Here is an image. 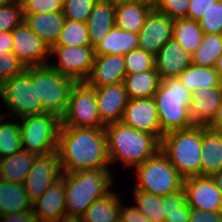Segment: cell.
Returning <instances> with one entry per match:
<instances>
[{
	"instance_id": "cell-24",
	"label": "cell",
	"mask_w": 222,
	"mask_h": 222,
	"mask_svg": "<svg viewBox=\"0 0 222 222\" xmlns=\"http://www.w3.org/2000/svg\"><path fill=\"white\" fill-rule=\"evenodd\" d=\"M65 17L63 12L24 14V21L49 48L57 43Z\"/></svg>"
},
{
	"instance_id": "cell-12",
	"label": "cell",
	"mask_w": 222,
	"mask_h": 222,
	"mask_svg": "<svg viewBox=\"0 0 222 222\" xmlns=\"http://www.w3.org/2000/svg\"><path fill=\"white\" fill-rule=\"evenodd\" d=\"M61 174L57 152L38 155L23 184L29 201L34 203L38 200L50 185L61 177Z\"/></svg>"
},
{
	"instance_id": "cell-7",
	"label": "cell",
	"mask_w": 222,
	"mask_h": 222,
	"mask_svg": "<svg viewBox=\"0 0 222 222\" xmlns=\"http://www.w3.org/2000/svg\"><path fill=\"white\" fill-rule=\"evenodd\" d=\"M135 168L138 182L134 190L166 196L183 189L184 178L161 149Z\"/></svg>"
},
{
	"instance_id": "cell-18",
	"label": "cell",
	"mask_w": 222,
	"mask_h": 222,
	"mask_svg": "<svg viewBox=\"0 0 222 222\" xmlns=\"http://www.w3.org/2000/svg\"><path fill=\"white\" fill-rule=\"evenodd\" d=\"M125 76L124 55H95L91 73L85 82L96 88L121 83Z\"/></svg>"
},
{
	"instance_id": "cell-44",
	"label": "cell",
	"mask_w": 222,
	"mask_h": 222,
	"mask_svg": "<svg viewBox=\"0 0 222 222\" xmlns=\"http://www.w3.org/2000/svg\"><path fill=\"white\" fill-rule=\"evenodd\" d=\"M162 202H164V216L182 213V207L186 204L184 189L162 196Z\"/></svg>"
},
{
	"instance_id": "cell-1",
	"label": "cell",
	"mask_w": 222,
	"mask_h": 222,
	"mask_svg": "<svg viewBox=\"0 0 222 222\" xmlns=\"http://www.w3.org/2000/svg\"><path fill=\"white\" fill-rule=\"evenodd\" d=\"M62 173L108 168L104 128L60 127L56 150Z\"/></svg>"
},
{
	"instance_id": "cell-54",
	"label": "cell",
	"mask_w": 222,
	"mask_h": 222,
	"mask_svg": "<svg viewBox=\"0 0 222 222\" xmlns=\"http://www.w3.org/2000/svg\"><path fill=\"white\" fill-rule=\"evenodd\" d=\"M55 222H82L81 217L64 216Z\"/></svg>"
},
{
	"instance_id": "cell-41",
	"label": "cell",
	"mask_w": 222,
	"mask_h": 222,
	"mask_svg": "<svg viewBox=\"0 0 222 222\" xmlns=\"http://www.w3.org/2000/svg\"><path fill=\"white\" fill-rule=\"evenodd\" d=\"M153 9L163 13L173 20L187 18L190 0H152Z\"/></svg>"
},
{
	"instance_id": "cell-53",
	"label": "cell",
	"mask_w": 222,
	"mask_h": 222,
	"mask_svg": "<svg viewBox=\"0 0 222 222\" xmlns=\"http://www.w3.org/2000/svg\"><path fill=\"white\" fill-rule=\"evenodd\" d=\"M216 187L222 192V169L211 176Z\"/></svg>"
},
{
	"instance_id": "cell-46",
	"label": "cell",
	"mask_w": 222,
	"mask_h": 222,
	"mask_svg": "<svg viewBox=\"0 0 222 222\" xmlns=\"http://www.w3.org/2000/svg\"><path fill=\"white\" fill-rule=\"evenodd\" d=\"M189 222H222V211L210 212L190 208Z\"/></svg>"
},
{
	"instance_id": "cell-4",
	"label": "cell",
	"mask_w": 222,
	"mask_h": 222,
	"mask_svg": "<svg viewBox=\"0 0 222 222\" xmlns=\"http://www.w3.org/2000/svg\"><path fill=\"white\" fill-rule=\"evenodd\" d=\"M202 125L167 132L160 140V149L172 166L186 179L200 176Z\"/></svg>"
},
{
	"instance_id": "cell-40",
	"label": "cell",
	"mask_w": 222,
	"mask_h": 222,
	"mask_svg": "<svg viewBox=\"0 0 222 222\" xmlns=\"http://www.w3.org/2000/svg\"><path fill=\"white\" fill-rule=\"evenodd\" d=\"M205 34H222V0L213 6L198 20Z\"/></svg>"
},
{
	"instance_id": "cell-26",
	"label": "cell",
	"mask_w": 222,
	"mask_h": 222,
	"mask_svg": "<svg viewBox=\"0 0 222 222\" xmlns=\"http://www.w3.org/2000/svg\"><path fill=\"white\" fill-rule=\"evenodd\" d=\"M152 10L153 2L118 5L115 9V26L138 34Z\"/></svg>"
},
{
	"instance_id": "cell-36",
	"label": "cell",
	"mask_w": 222,
	"mask_h": 222,
	"mask_svg": "<svg viewBox=\"0 0 222 222\" xmlns=\"http://www.w3.org/2000/svg\"><path fill=\"white\" fill-rule=\"evenodd\" d=\"M0 120V159L11 156L22 149L20 126L15 122Z\"/></svg>"
},
{
	"instance_id": "cell-42",
	"label": "cell",
	"mask_w": 222,
	"mask_h": 222,
	"mask_svg": "<svg viewBox=\"0 0 222 222\" xmlns=\"http://www.w3.org/2000/svg\"><path fill=\"white\" fill-rule=\"evenodd\" d=\"M26 68L13 52L0 53V84L23 73Z\"/></svg>"
},
{
	"instance_id": "cell-50",
	"label": "cell",
	"mask_w": 222,
	"mask_h": 222,
	"mask_svg": "<svg viewBox=\"0 0 222 222\" xmlns=\"http://www.w3.org/2000/svg\"><path fill=\"white\" fill-rule=\"evenodd\" d=\"M13 35L12 31L0 32V53L12 52Z\"/></svg>"
},
{
	"instance_id": "cell-16",
	"label": "cell",
	"mask_w": 222,
	"mask_h": 222,
	"mask_svg": "<svg viewBox=\"0 0 222 222\" xmlns=\"http://www.w3.org/2000/svg\"><path fill=\"white\" fill-rule=\"evenodd\" d=\"M173 22L169 16L153 9L138 33V48L156 56L160 48L172 39Z\"/></svg>"
},
{
	"instance_id": "cell-10",
	"label": "cell",
	"mask_w": 222,
	"mask_h": 222,
	"mask_svg": "<svg viewBox=\"0 0 222 222\" xmlns=\"http://www.w3.org/2000/svg\"><path fill=\"white\" fill-rule=\"evenodd\" d=\"M0 96L7 108L18 117L45 113L36 102L35 82L25 70L0 84Z\"/></svg>"
},
{
	"instance_id": "cell-21",
	"label": "cell",
	"mask_w": 222,
	"mask_h": 222,
	"mask_svg": "<svg viewBox=\"0 0 222 222\" xmlns=\"http://www.w3.org/2000/svg\"><path fill=\"white\" fill-rule=\"evenodd\" d=\"M222 101V85L197 90L192 95L189 116L194 125L207 126L215 117Z\"/></svg>"
},
{
	"instance_id": "cell-8",
	"label": "cell",
	"mask_w": 222,
	"mask_h": 222,
	"mask_svg": "<svg viewBox=\"0 0 222 222\" xmlns=\"http://www.w3.org/2000/svg\"><path fill=\"white\" fill-rule=\"evenodd\" d=\"M22 149L36 155H47L57 150L61 118L42 113L20 118Z\"/></svg>"
},
{
	"instance_id": "cell-48",
	"label": "cell",
	"mask_w": 222,
	"mask_h": 222,
	"mask_svg": "<svg viewBox=\"0 0 222 222\" xmlns=\"http://www.w3.org/2000/svg\"><path fill=\"white\" fill-rule=\"evenodd\" d=\"M2 219V220H1ZM0 222H37L33 208L18 213L0 215Z\"/></svg>"
},
{
	"instance_id": "cell-34",
	"label": "cell",
	"mask_w": 222,
	"mask_h": 222,
	"mask_svg": "<svg viewBox=\"0 0 222 222\" xmlns=\"http://www.w3.org/2000/svg\"><path fill=\"white\" fill-rule=\"evenodd\" d=\"M135 206L151 222H165L162 196L134 190Z\"/></svg>"
},
{
	"instance_id": "cell-13",
	"label": "cell",
	"mask_w": 222,
	"mask_h": 222,
	"mask_svg": "<svg viewBox=\"0 0 222 222\" xmlns=\"http://www.w3.org/2000/svg\"><path fill=\"white\" fill-rule=\"evenodd\" d=\"M12 35V52L26 67L48 64L46 61L50 56L49 46L29 28L25 21L12 31Z\"/></svg>"
},
{
	"instance_id": "cell-43",
	"label": "cell",
	"mask_w": 222,
	"mask_h": 222,
	"mask_svg": "<svg viewBox=\"0 0 222 222\" xmlns=\"http://www.w3.org/2000/svg\"><path fill=\"white\" fill-rule=\"evenodd\" d=\"M23 11L24 14L63 12V0H29Z\"/></svg>"
},
{
	"instance_id": "cell-28",
	"label": "cell",
	"mask_w": 222,
	"mask_h": 222,
	"mask_svg": "<svg viewBox=\"0 0 222 222\" xmlns=\"http://www.w3.org/2000/svg\"><path fill=\"white\" fill-rule=\"evenodd\" d=\"M161 78L154 68L141 73L126 74L123 84L129 99L152 98Z\"/></svg>"
},
{
	"instance_id": "cell-15",
	"label": "cell",
	"mask_w": 222,
	"mask_h": 222,
	"mask_svg": "<svg viewBox=\"0 0 222 222\" xmlns=\"http://www.w3.org/2000/svg\"><path fill=\"white\" fill-rule=\"evenodd\" d=\"M121 121L138 131L153 134L159 140L164 135L160 128L158 110L153 97L129 99Z\"/></svg>"
},
{
	"instance_id": "cell-3",
	"label": "cell",
	"mask_w": 222,
	"mask_h": 222,
	"mask_svg": "<svg viewBox=\"0 0 222 222\" xmlns=\"http://www.w3.org/2000/svg\"><path fill=\"white\" fill-rule=\"evenodd\" d=\"M67 216L81 217L97 199L110 192L112 174L109 168L62 173ZM111 185V186H110Z\"/></svg>"
},
{
	"instance_id": "cell-11",
	"label": "cell",
	"mask_w": 222,
	"mask_h": 222,
	"mask_svg": "<svg viewBox=\"0 0 222 222\" xmlns=\"http://www.w3.org/2000/svg\"><path fill=\"white\" fill-rule=\"evenodd\" d=\"M49 54H56L59 62L56 65L50 63L48 65L75 82L87 80L95 58L94 48L91 45L76 47L53 45Z\"/></svg>"
},
{
	"instance_id": "cell-17",
	"label": "cell",
	"mask_w": 222,
	"mask_h": 222,
	"mask_svg": "<svg viewBox=\"0 0 222 222\" xmlns=\"http://www.w3.org/2000/svg\"><path fill=\"white\" fill-rule=\"evenodd\" d=\"M95 91L101 121L105 125L121 121L129 100L123 82L96 87Z\"/></svg>"
},
{
	"instance_id": "cell-29",
	"label": "cell",
	"mask_w": 222,
	"mask_h": 222,
	"mask_svg": "<svg viewBox=\"0 0 222 222\" xmlns=\"http://www.w3.org/2000/svg\"><path fill=\"white\" fill-rule=\"evenodd\" d=\"M183 86L193 95L203 87H218L222 80L215 67L196 66L191 64L185 68L177 77Z\"/></svg>"
},
{
	"instance_id": "cell-38",
	"label": "cell",
	"mask_w": 222,
	"mask_h": 222,
	"mask_svg": "<svg viewBox=\"0 0 222 222\" xmlns=\"http://www.w3.org/2000/svg\"><path fill=\"white\" fill-rule=\"evenodd\" d=\"M126 74L141 73L155 68V56L142 49H134L124 55Z\"/></svg>"
},
{
	"instance_id": "cell-55",
	"label": "cell",
	"mask_w": 222,
	"mask_h": 222,
	"mask_svg": "<svg viewBox=\"0 0 222 222\" xmlns=\"http://www.w3.org/2000/svg\"><path fill=\"white\" fill-rule=\"evenodd\" d=\"M214 67H215V70L218 72V74H219V76L222 80V54L217 59L216 64H215Z\"/></svg>"
},
{
	"instance_id": "cell-22",
	"label": "cell",
	"mask_w": 222,
	"mask_h": 222,
	"mask_svg": "<svg viewBox=\"0 0 222 222\" xmlns=\"http://www.w3.org/2000/svg\"><path fill=\"white\" fill-rule=\"evenodd\" d=\"M200 176H209L222 169V132L202 125Z\"/></svg>"
},
{
	"instance_id": "cell-47",
	"label": "cell",
	"mask_w": 222,
	"mask_h": 222,
	"mask_svg": "<svg viewBox=\"0 0 222 222\" xmlns=\"http://www.w3.org/2000/svg\"><path fill=\"white\" fill-rule=\"evenodd\" d=\"M120 204L119 222H151L136 207H124Z\"/></svg>"
},
{
	"instance_id": "cell-5",
	"label": "cell",
	"mask_w": 222,
	"mask_h": 222,
	"mask_svg": "<svg viewBox=\"0 0 222 222\" xmlns=\"http://www.w3.org/2000/svg\"><path fill=\"white\" fill-rule=\"evenodd\" d=\"M153 98L164 134L194 126L189 116L192 94L178 78L162 79Z\"/></svg>"
},
{
	"instance_id": "cell-39",
	"label": "cell",
	"mask_w": 222,
	"mask_h": 222,
	"mask_svg": "<svg viewBox=\"0 0 222 222\" xmlns=\"http://www.w3.org/2000/svg\"><path fill=\"white\" fill-rule=\"evenodd\" d=\"M97 0H63L65 19L87 22Z\"/></svg>"
},
{
	"instance_id": "cell-6",
	"label": "cell",
	"mask_w": 222,
	"mask_h": 222,
	"mask_svg": "<svg viewBox=\"0 0 222 222\" xmlns=\"http://www.w3.org/2000/svg\"><path fill=\"white\" fill-rule=\"evenodd\" d=\"M26 71L35 82L36 102L41 103L45 113H52L62 118L66 112L70 90L75 81L48 64L29 66Z\"/></svg>"
},
{
	"instance_id": "cell-31",
	"label": "cell",
	"mask_w": 222,
	"mask_h": 222,
	"mask_svg": "<svg viewBox=\"0 0 222 222\" xmlns=\"http://www.w3.org/2000/svg\"><path fill=\"white\" fill-rule=\"evenodd\" d=\"M32 208L23 184L0 179V215L22 212Z\"/></svg>"
},
{
	"instance_id": "cell-30",
	"label": "cell",
	"mask_w": 222,
	"mask_h": 222,
	"mask_svg": "<svg viewBox=\"0 0 222 222\" xmlns=\"http://www.w3.org/2000/svg\"><path fill=\"white\" fill-rule=\"evenodd\" d=\"M121 199L110 191L95 200L81 216L82 222H119Z\"/></svg>"
},
{
	"instance_id": "cell-52",
	"label": "cell",
	"mask_w": 222,
	"mask_h": 222,
	"mask_svg": "<svg viewBox=\"0 0 222 222\" xmlns=\"http://www.w3.org/2000/svg\"><path fill=\"white\" fill-rule=\"evenodd\" d=\"M107 1H110L114 6L140 3V2H152V0H107Z\"/></svg>"
},
{
	"instance_id": "cell-27",
	"label": "cell",
	"mask_w": 222,
	"mask_h": 222,
	"mask_svg": "<svg viewBox=\"0 0 222 222\" xmlns=\"http://www.w3.org/2000/svg\"><path fill=\"white\" fill-rule=\"evenodd\" d=\"M139 47L138 34L126 32L114 26L109 33L94 47L95 55H125Z\"/></svg>"
},
{
	"instance_id": "cell-58",
	"label": "cell",
	"mask_w": 222,
	"mask_h": 222,
	"mask_svg": "<svg viewBox=\"0 0 222 222\" xmlns=\"http://www.w3.org/2000/svg\"><path fill=\"white\" fill-rule=\"evenodd\" d=\"M2 118H4V115H3V114L1 115V113H0V120H1Z\"/></svg>"
},
{
	"instance_id": "cell-9",
	"label": "cell",
	"mask_w": 222,
	"mask_h": 222,
	"mask_svg": "<svg viewBox=\"0 0 222 222\" xmlns=\"http://www.w3.org/2000/svg\"><path fill=\"white\" fill-rule=\"evenodd\" d=\"M61 126L77 128H104L96 102L95 88L86 82H75L69 94Z\"/></svg>"
},
{
	"instance_id": "cell-23",
	"label": "cell",
	"mask_w": 222,
	"mask_h": 222,
	"mask_svg": "<svg viewBox=\"0 0 222 222\" xmlns=\"http://www.w3.org/2000/svg\"><path fill=\"white\" fill-rule=\"evenodd\" d=\"M115 9L110 1L97 0L87 24L89 40L94 48L115 26Z\"/></svg>"
},
{
	"instance_id": "cell-20",
	"label": "cell",
	"mask_w": 222,
	"mask_h": 222,
	"mask_svg": "<svg viewBox=\"0 0 222 222\" xmlns=\"http://www.w3.org/2000/svg\"><path fill=\"white\" fill-rule=\"evenodd\" d=\"M37 222H55L67 216L64 180L60 177L32 203Z\"/></svg>"
},
{
	"instance_id": "cell-35",
	"label": "cell",
	"mask_w": 222,
	"mask_h": 222,
	"mask_svg": "<svg viewBox=\"0 0 222 222\" xmlns=\"http://www.w3.org/2000/svg\"><path fill=\"white\" fill-rule=\"evenodd\" d=\"M55 45L69 47L91 45L87 24L66 19Z\"/></svg>"
},
{
	"instance_id": "cell-14",
	"label": "cell",
	"mask_w": 222,
	"mask_h": 222,
	"mask_svg": "<svg viewBox=\"0 0 222 222\" xmlns=\"http://www.w3.org/2000/svg\"><path fill=\"white\" fill-rule=\"evenodd\" d=\"M183 189L190 208L203 211H222V192L209 176H193L184 179Z\"/></svg>"
},
{
	"instance_id": "cell-56",
	"label": "cell",
	"mask_w": 222,
	"mask_h": 222,
	"mask_svg": "<svg viewBox=\"0 0 222 222\" xmlns=\"http://www.w3.org/2000/svg\"><path fill=\"white\" fill-rule=\"evenodd\" d=\"M15 2H18L20 5L24 6L29 0H13Z\"/></svg>"
},
{
	"instance_id": "cell-45",
	"label": "cell",
	"mask_w": 222,
	"mask_h": 222,
	"mask_svg": "<svg viewBox=\"0 0 222 222\" xmlns=\"http://www.w3.org/2000/svg\"><path fill=\"white\" fill-rule=\"evenodd\" d=\"M218 0H190L187 18L198 21Z\"/></svg>"
},
{
	"instance_id": "cell-37",
	"label": "cell",
	"mask_w": 222,
	"mask_h": 222,
	"mask_svg": "<svg viewBox=\"0 0 222 222\" xmlns=\"http://www.w3.org/2000/svg\"><path fill=\"white\" fill-rule=\"evenodd\" d=\"M24 21L23 6L7 0L0 6V32L13 31Z\"/></svg>"
},
{
	"instance_id": "cell-32",
	"label": "cell",
	"mask_w": 222,
	"mask_h": 222,
	"mask_svg": "<svg viewBox=\"0 0 222 222\" xmlns=\"http://www.w3.org/2000/svg\"><path fill=\"white\" fill-rule=\"evenodd\" d=\"M172 33V38L190 54L200 46L204 35L199 22L190 18L175 19Z\"/></svg>"
},
{
	"instance_id": "cell-2",
	"label": "cell",
	"mask_w": 222,
	"mask_h": 222,
	"mask_svg": "<svg viewBox=\"0 0 222 222\" xmlns=\"http://www.w3.org/2000/svg\"><path fill=\"white\" fill-rule=\"evenodd\" d=\"M110 164L119 160L124 166L136 167L160 149V140L153 134L138 131L122 121L105 127Z\"/></svg>"
},
{
	"instance_id": "cell-49",
	"label": "cell",
	"mask_w": 222,
	"mask_h": 222,
	"mask_svg": "<svg viewBox=\"0 0 222 222\" xmlns=\"http://www.w3.org/2000/svg\"><path fill=\"white\" fill-rule=\"evenodd\" d=\"M190 207L187 203L182 207V213H173L165 216V222H189Z\"/></svg>"
},
{
	"instance_id": "cell-51",
	"label": "cell",
	"mask_w": 222,
	"mask_h": 222,
	"mask_svg": "<svg viewBox=\"0 0 222 222\" xmlns=\"http://www.w3.org/2000/svg\"><path fill=\"white\" fill-rule=\"evenodd\" d=\"M206 127L214 131L222 132V101L217 109L215 117Z\"/></svg>"
},
{
	"instance_id": "cell-25",
	"label": "cell",
	"mask_w": 222,
	"mask_h": 222,
	"mask_svg": "<svg viewBox=\"0 0 222 222\" xmlns=\"http://www.w3.org/2000/svg\"><path fill=\"white\" fill-rule=\"evenodd\" d=\"M38 155L21 149L19 152L0 159V179L24 184Z\"/></svg>"
},
{
	"instance_id": "cell-33",
	"label": "cell",
	"mask_w": 222,
	"mask_h": 222,
	"mask_svg": "<svg viewBox=\"0 0 222 222\" xmlns=\"http://www.w3.org/2000/svg\"><path fill=\"white\" fill-rule=\"evenodd\" d=\"M222 54V34H205L197 50L191 54L192 64L214 67Z\"/></svg>"
},
{
	"instance_id": "cell-57",
	"label": "cell",
	"mask_w": 222,
	"mask_h": 222,
	"mask_svg": "<svg viewBox=\"0 0 222 222\" xmlns=\"http://www.w3.org/2000/svg\"><path fill=\"white\" fill-rule=\"evenodd\" d=\"M7 0H0V6L3 5Z\"/></svg>"
},
{
	"instance_id": "cell-19",
	"label": "cell",
	"mask_w": 222,
	"mask_h": 222,
	"mask_svg": "<svg viewBox=\"0 0 222 222\" xmlns=\"http://www.w3.org/2000/svg\"><path fill=\"white\" fill-rule=\"evenodd\" d=\"M154 63L162 80L177 78L185 68L192 64V58L191 54L172 38L160 48Z\"/></svg>"
}]
</instances>
